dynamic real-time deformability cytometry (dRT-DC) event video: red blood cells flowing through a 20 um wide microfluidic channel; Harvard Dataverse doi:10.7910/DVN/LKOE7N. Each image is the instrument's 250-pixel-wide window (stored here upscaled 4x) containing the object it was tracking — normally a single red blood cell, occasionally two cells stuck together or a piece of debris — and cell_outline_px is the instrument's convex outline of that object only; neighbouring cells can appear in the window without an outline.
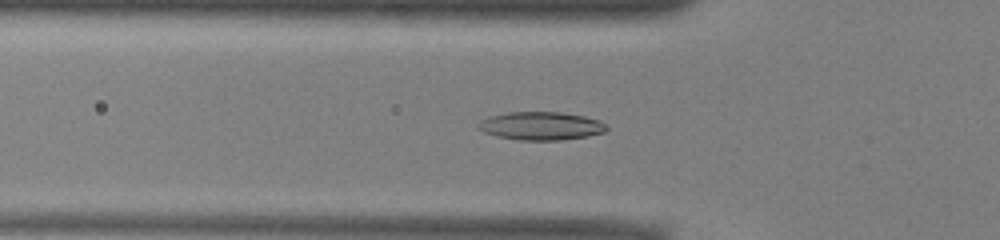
{"species": "common noctule bat (a hibernating species)", "species_latin": "Nyctalus noctula", "temperature_condition": "warm", "stored_images_in_passage": 52, "camera_frame_rate_fps": 3000, "um_per_image_px": 0.085, "animal": {"sex": "male", "body_mass_g": 13.0, "forearm_length_mm": 53.1}, "frame": {"image": 1, "passage_image": 17, "time_ms": 5.333, "image_size_px": [1000, 240], "cell_outline_px": [[608, 128], [604, 132], [588, 136], [560, 140], [520, 140], [496, 136], [484, 132], [476, 128], [476, 124], [480, 120], [488, 116], [508, 112], [560, 112], [584, 116], [600, 120]], "centroid_in_image_um": [45.94, 10.7], "position_along_channel_um": 79.9, "area_um2": 21.21}}
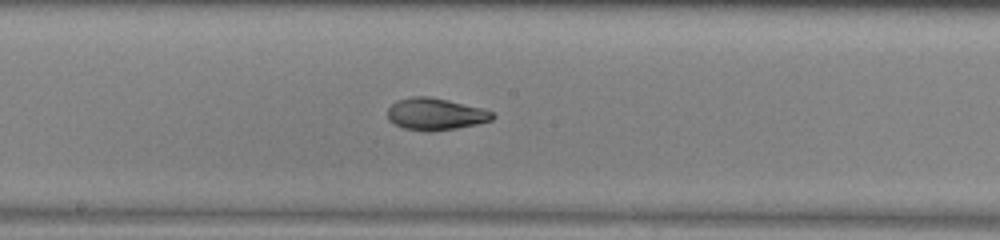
{"frame": {"image": 2, "passage_image": 27, "time_ms": 8.667, "image_size_px": [1000, 240], "cell_outline_px": [[496, 116], [492, 120], [480, 124], [456, 128], [428, 132], [404, 128], [388, 120], [388, 108], [396, 100], [412, 96], [428, 96], [448, 100], [480, 108], [492, 112]], "centroid_in_image_um": [37.01, 9.7], "position_along_channel_um": 211.2, "area_um2": 19.54}}
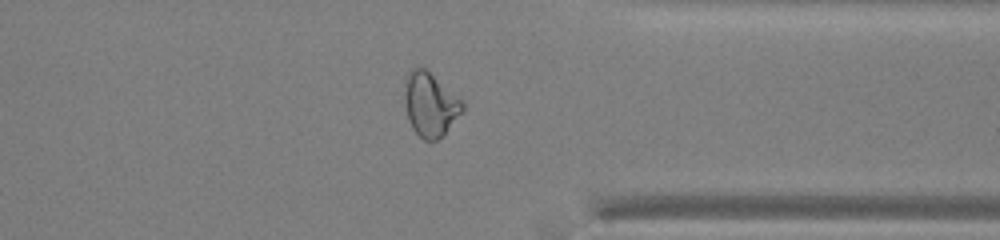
{"frame": {"image": 3, "passage_image": 40, "time_ms": 13.0, "image_size_px": [1000, 240], "cell_outline_px": [[464, 112], [436, 140], [424, 140], [412, 128], [408, 120], [404, 104], [404, 92], [408, 72], [412, 68], [420, 64], [464, 100]], "centroid_in_image_um": [36.57, 8.83], "position_along_channel_um": 374.8, "area_um2": 21.79}, "authors_computed_cell_mechanics": {"area_um2": 21.1837, "velocity_mm_per_s": 3.9259, "shape_relaxation_time_tau1_ms": 6.3888, "shape_relaxation_time_tau2_ms": 1.9188, "deformation_change_tau1": 0.198, "deformation_change_tau2": 0.0782}}